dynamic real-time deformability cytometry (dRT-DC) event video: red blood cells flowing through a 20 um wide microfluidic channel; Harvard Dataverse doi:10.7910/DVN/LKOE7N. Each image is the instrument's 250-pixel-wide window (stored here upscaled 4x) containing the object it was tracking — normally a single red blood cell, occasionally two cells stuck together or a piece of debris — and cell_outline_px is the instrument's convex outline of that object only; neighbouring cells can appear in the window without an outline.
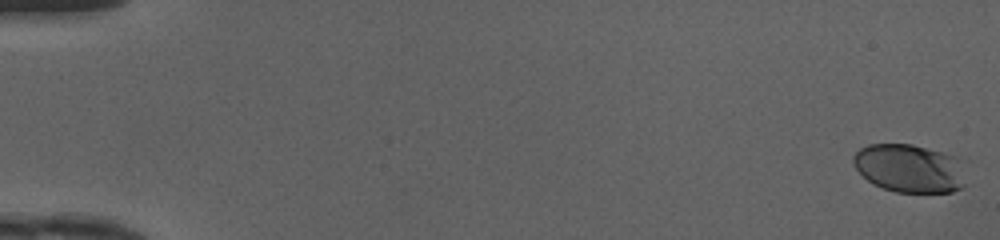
{"species": "human", "species_latin": "Homo sapiens", "temperature_condition": "cold", "stored_images_in_passage": 50, "camera_frame_rate_fps": 3000, "um_per_image_px": 0.085, "donor": {"sex": "female"}, "frame": {"image": 1, "passage_image": 1, "time_ms": 0.0, "image_size_px": [1000, 240], "cell_outline_px": [[964, 184], [960, 188], [952, 192], [896, 192], [872, 184], [856, 168], [852, 160], [852, 156], [860, 148], [868, 144], [912, 144], [956, 156]], "centroid_in_image_um": [77.23, 14.3], "position_along_channel_um": 7.8, "area_um2": 31.21}}
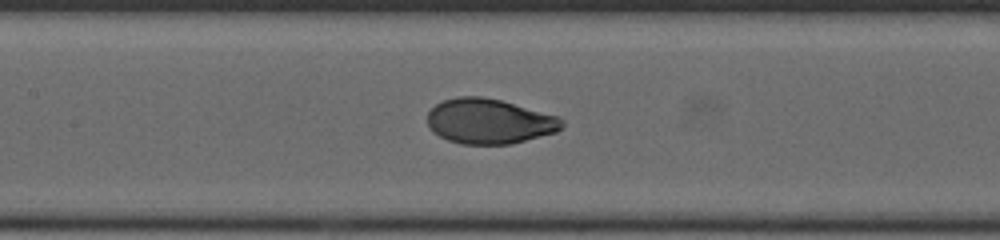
{"frame": {"image": 2, "passage_image": 25, "time_ms": 8.0, "image_size_px": [1000, 240], "cell_outline_px": [[564, 124], [556, 132], [512, 144], [460, 144], [448, 140], [432, 132], [428, 124], [428, 112], [436, 104], [444, 100], [456, 96], [480, 96], [500, 100], [560, 116], [564, 120]], "centroid_in_image_um": [41.6, 10.31], "position_along_channel_um": 165.8, "area_um2": 35.43}}
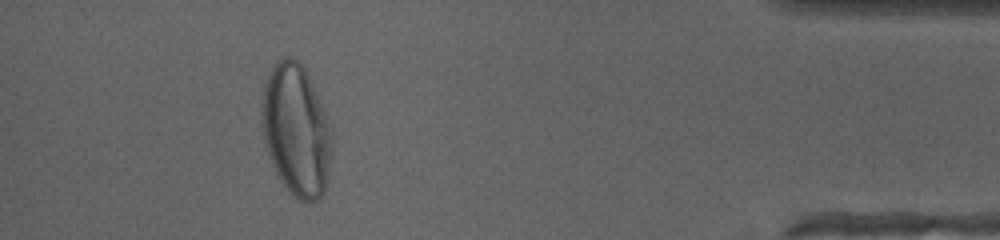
{"frame": {"image": 3, "passage_image": 46, "time_ms": 15.0, "image_size_px": [1000, 240], "cell_outline_px": [[332, 148], [328, 180], [324, 192], [320, 200], [300, 200], [280, 180], [268, 156], [264, 144], [260, 124], [260, 96], [268, 72], [276, 60], [284, 56], [288, 56], [296, 60], [304, 68], [308, 76], [324, 116], [332, 140]], "centroid_in_image_um": [25.1, 11.06], "position_along_channel_um": 410.1, "area_um2": 53.64}, "authors_computed_cell_mechanics": {"area_um2": 35.1135, "velocity_mm_per_s": 4.1801, "shape_relaxation_time_tau1_ms": 4.2973, "shape_relaxation_time_tau2_ms": null, "deformation_change_tau1": 0.1968, "deformation_change_tau2": null}}